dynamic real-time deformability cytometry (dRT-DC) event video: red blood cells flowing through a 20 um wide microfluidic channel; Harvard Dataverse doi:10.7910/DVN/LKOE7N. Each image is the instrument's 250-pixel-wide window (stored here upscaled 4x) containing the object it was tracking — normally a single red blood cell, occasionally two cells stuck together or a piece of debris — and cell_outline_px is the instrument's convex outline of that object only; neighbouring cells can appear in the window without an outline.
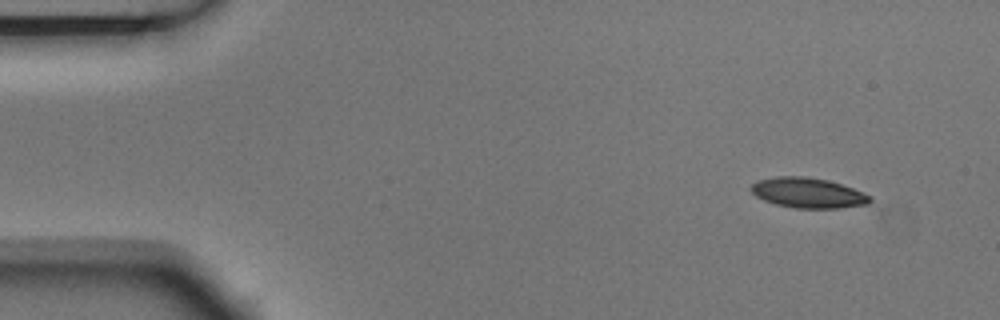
{"species": "Egyptian fruit bat (a non-hibernating species)", "species_latin": "Rousettus aegyptiacus", "temperature_condition": "room temperature", "stored_images_in_passage": 4, "camera_frame_rate_fps": 3000, "um_per_image_px": 0.085, "animal": {"sex": "male"}, "frame": {"image": 1, "passage_image": 1, "time_ms": 0.0, "image_size_px": [1000, 320], "cell_outline_px": [[872, 200], [868, 204], [840, 208], [796, 208], [776, 204], [764, 200], [756, 196], [748, 188], [756, 180], [776, 176], [804, 176], [828, 180], [864, 192], [872, 196]], "centroid_in_image_um": [68.67, 16.39], "position_along_channel_um": 16.3, "area_um2": 21.04}}
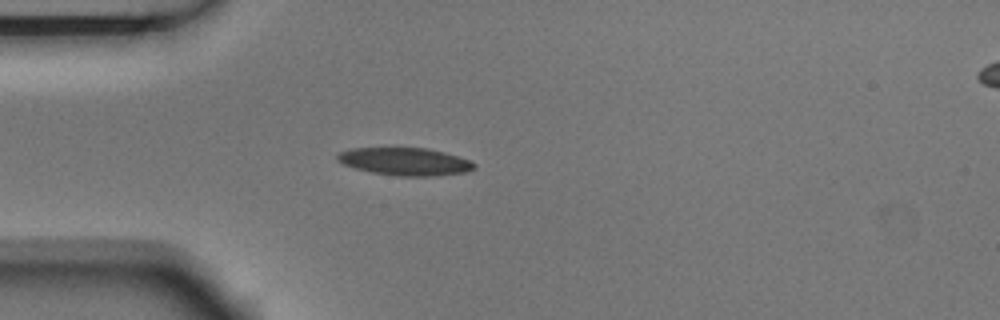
{"frame": {"image": 2, "passage_image": 4, "time_ms": 1.0, "image_size_px": [1000, 320], "cell_outline_px": [[476, 168], [468, 172], [436, 176], [396, 176], [372, 172], [356, 168], [344, 164], [336, 160], [336, 156], [340, 152], [352, 148], [428, 148], [444, 152], [468, 160], [476, 164]], "centroid_in_image_um": [34.45, 13.74], "position_along_channel_um": 50.6, "area_um2": 22.02}}